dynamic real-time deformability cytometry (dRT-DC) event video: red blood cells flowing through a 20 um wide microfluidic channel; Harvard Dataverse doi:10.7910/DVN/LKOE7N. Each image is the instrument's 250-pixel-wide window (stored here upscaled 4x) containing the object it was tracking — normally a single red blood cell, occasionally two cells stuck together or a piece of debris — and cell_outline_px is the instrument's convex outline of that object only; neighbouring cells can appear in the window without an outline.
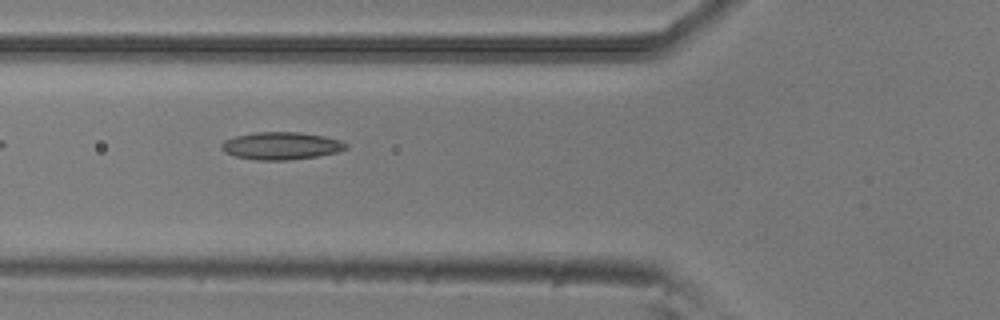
{"species": "common noctule bat (a hibernating species)", "species_latin": "Nyctalus noctula", "temperature_condition": "room temperature", "stored_images_in_passage": 8, "camera_frame_rate_fps": 3000, "um_per_image_px": 0.085, "animal": {"sex": "male", "body_mass_g": 20.5, "forearm_length_mm": 52.5}, "frame": {"image": 1, "passage_image": 6, "time_ms": 1.667, "image_size_px": [1000, 320], "cell_outline_px": [[348, 148], [336, 152], [316, 156], [288, 160], [256, 160], [236, 156], [224, 152], [220, 148], [220, 144], [224, 140], [236, 136], [256, 132], [300, 132], [324, 136], [340, 140], [348, 144]], "centroid_in_image_um": [23.88, 12.39], "position_along_channel_um": 101.9, "area_um2": 19.94}}
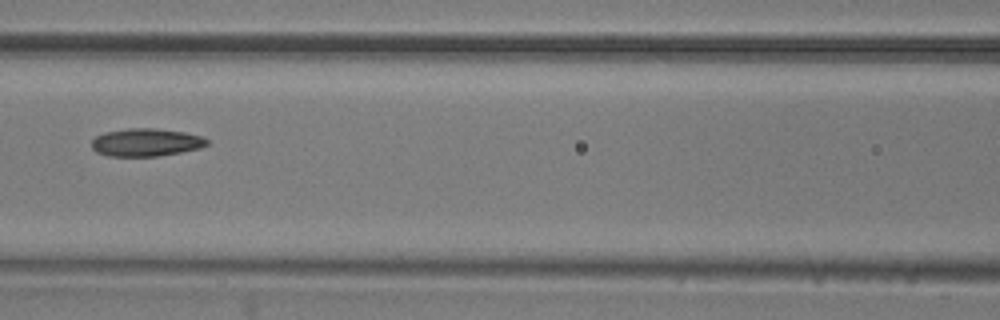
{"frame": {"image": 2, "passage_image": 7, "time_ms": 2.0, "image_size_px": [1000, 320], "cell_outline_px": [[208, 144], [200, 148], [180, 152], [156, 156], [108, 156], [96, 152], [92, 148], [92, 140], [96, 136], [104, 132], [128, 128], [156, 128], [184, 132], [200, 136], [208, 140]], "centroid_in_image_um": [12.38, 12.1], "position_along_channel_um": 154.2, "area_um2": 18.67}}
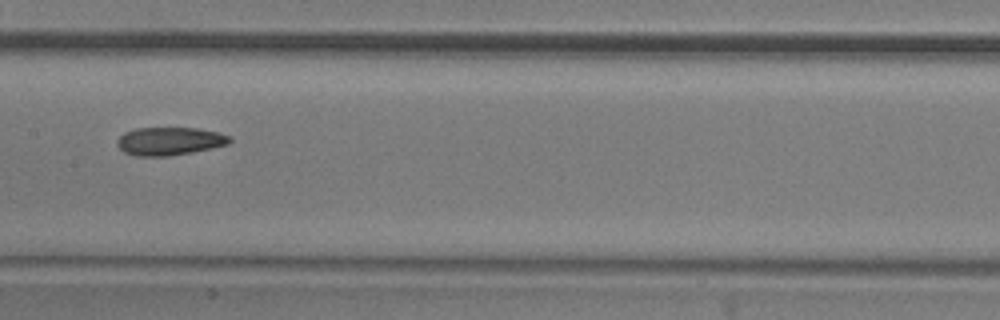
{"frame": {"image": 3, "passage_image": 8, "time_ms": 2.333, "image_size_px": [1000, 320], "cell_outline_px": [[232, 140], [228, 144], [212, 148], [192, 152], [168, 156], [136, 156], [124, 152], [116, 144], [116, 140], [124, 132], [136, 128], [196, 128], [220, 132], [232, 136]], "centroid_in_image_um": [14.43, 11.99], "position_along_channel_um": 193.0, "area_um2": 18.55}}